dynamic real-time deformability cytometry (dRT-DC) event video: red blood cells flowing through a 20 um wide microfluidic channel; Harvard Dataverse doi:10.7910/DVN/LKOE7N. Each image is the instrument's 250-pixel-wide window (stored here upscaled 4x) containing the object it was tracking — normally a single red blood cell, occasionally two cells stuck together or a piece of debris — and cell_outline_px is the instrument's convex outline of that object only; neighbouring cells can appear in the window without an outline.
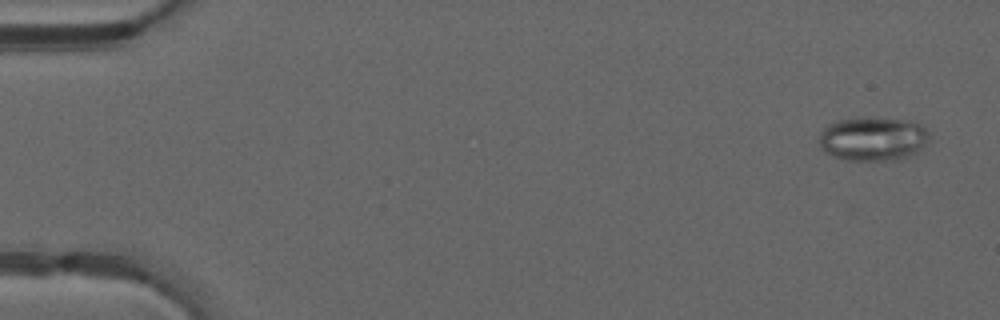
{"species": "common noctule bat (a hibernating species)", "species_latin": "Nyctalus noctula", "temperature_condition": "warm", "stored_images_in_passage": 50, "camera_frame_rate_fps": 3000, "um_per_image_px": 0.085, "animal": {"sex": "male", "forearm_length_mm": 52.5}, "frame": {"image": 1, "passage_image": 3, "time_ms": 0.667, "image_size_px": [1000, 320], "cell_outline_px": [[932, 136], [916, 152], [900, 160], [844, 160], [832, 156], [820, 148], [816, 136], [828, 124], [836, 120], [856, 116], [860, 116], [904, 120], [920, 124]], "centroid_in_image_um": [74.13, 11.78], "position_along_channel_um": 10.9, "area_um2": 28.78}}
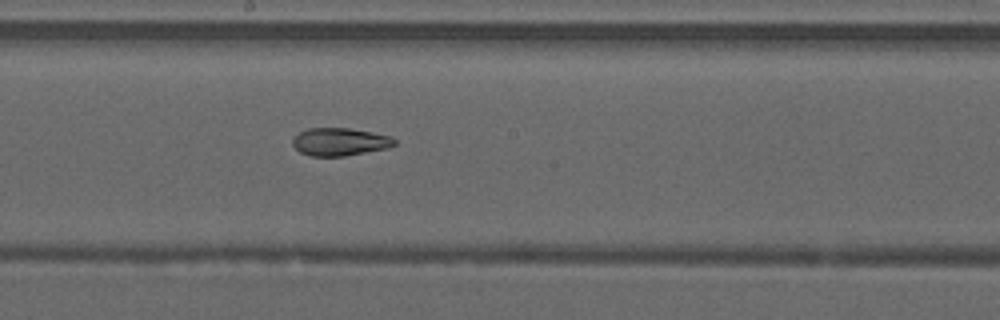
{"frame": {"image": 2, "passage_image": 28, "time_ms": 9.0, "image_size_px": [1000, 320], "cell_outline_px": [[396, 144], [388, 148], [344, 156], [308, 156], [300, 152], [292, 144], [292, 140], [300, 132], [308, 128], [348, 128], [372, 132], [392, 136], [396, 140]], "centroid_in_image_um": [28.9, 12.05], "position_along_channel_um": 219.3, "area_um2": 16.53}}
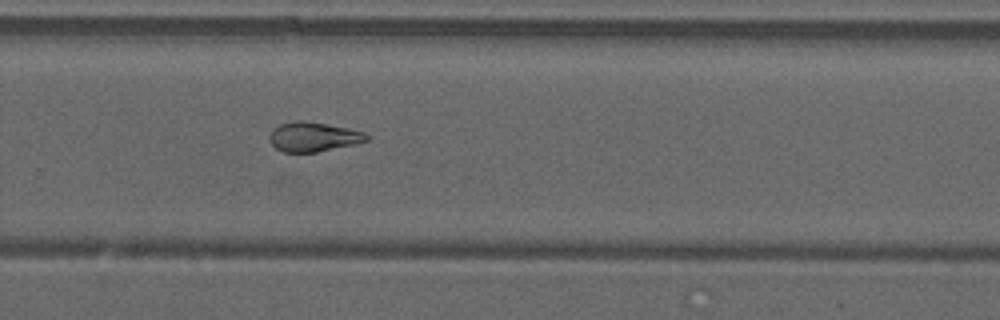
{"frame": {"image": 3, "passage_image": 34, "time_ms": 11.0, "image_size_px": [1000, 320], "cell_outline_px": [[368, 140], [356, 144], [316, 152], [284, 152], [276, 148], [268, 140], [268, 136], [272, 128], [280, 124], [296, 120], [300, 120], [348, 128], [364, 132], [368, 136]], "centroid_in_image_um": [26.59, 11.63], "position_along_channel_um": 303.2, "area_um2": 16.65}, "authors_computed_cell_mechanics": {"area_um2": 19.9988, "velocity_mm_per_s": 4.2153, "shape_relaxation_time_tau1_ms": null, "shape_relaxation_time_tau2_ms": 2.5395, "deformation_change_tau1": null, "deformation_change_tau2": 0.081}}